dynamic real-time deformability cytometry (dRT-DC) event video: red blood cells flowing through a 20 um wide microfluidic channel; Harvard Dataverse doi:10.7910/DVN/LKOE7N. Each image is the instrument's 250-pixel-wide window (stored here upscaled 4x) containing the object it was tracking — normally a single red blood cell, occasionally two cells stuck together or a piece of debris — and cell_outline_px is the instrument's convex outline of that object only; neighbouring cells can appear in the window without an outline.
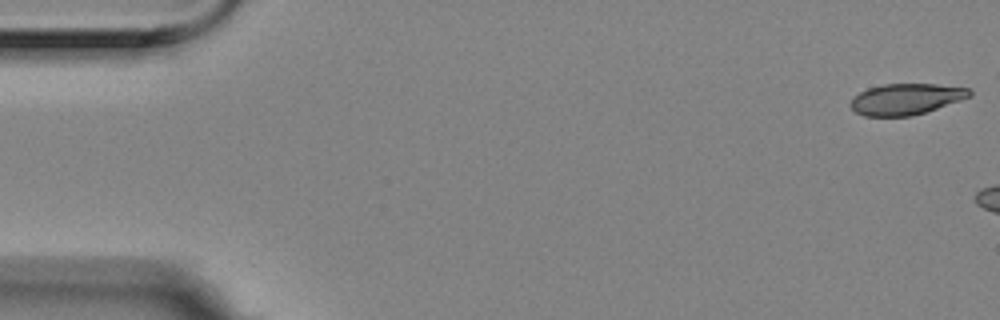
{"species": "Egyptian fruit bat (a non-hibernating species)", "species_latin": "Rousettus aegyptiacus", "temperature_condition": "room temperature", "stored_images_in_passage": 3, "camera_frame_rate_fps": 3000, "um_per_image_px": 0.085, "animal": {"sex": "female"}, "frame": {"image": 1, "passage_image": 1, "time_ms": 0.0, "image_size_px": [1000, 320], "cell_outline_px": [[972, 96], [912, 116], [864, 116], [856, 112], [848, 104], [860, 92], [868, 88], [884, 84], [936, 84], [968, 88], [972, 92]], "centroid_in_image_um": [77.0, 8.42], "position_along_channel_um": 8.0, "area_um2": 21.33}}